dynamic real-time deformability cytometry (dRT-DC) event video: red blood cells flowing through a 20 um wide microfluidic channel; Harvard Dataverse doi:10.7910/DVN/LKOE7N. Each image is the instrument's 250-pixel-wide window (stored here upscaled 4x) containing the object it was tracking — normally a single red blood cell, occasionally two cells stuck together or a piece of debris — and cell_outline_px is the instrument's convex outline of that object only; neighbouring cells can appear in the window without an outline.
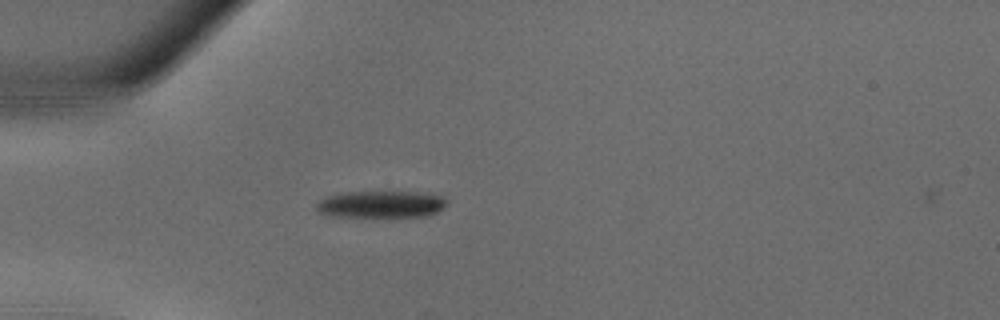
{"species": "common noctule bat (a hibernating species)", "species_latin": "Nyctalus noctula", "temperature_condition": "warm", "stored_images_in_passage": 27, "camera_frame_rate_fps": 3000, "um_per_image_px": 0.085, "animal": {"sex": "male", "body_mass_g": 18.8}, "frame": {"image": 1, "passage_image": 1, "time_ms": 0.0, "image_size_px": [1000, 320], "cell_outline_px": [[448, 204], [444, 208], [428, 216], [324, 216], [316, 212], [316, 204], [320, 200], [328, 196], [344, 192], [416, 192], [444, 196], [448, 200]], "centroid_in_image_um": [32.39, 17.36], "position_along_channel_um": 52.6, "area_um2": 20.58}}
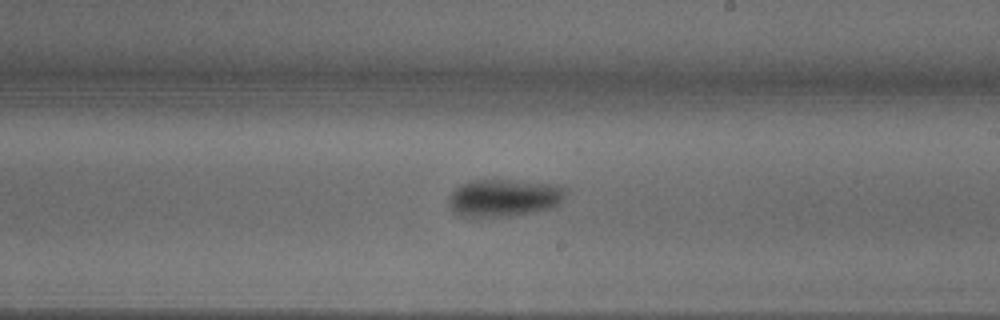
{"frame": {"image": 2, "passage_image": 12, "time_ms": 3.667, "image_size_px": [1000, 320], "cell_outline_px": [[568, 192], [560, 204], [552, 208], [536, 212], [512, 216], [460, 216], [452, 212], [448, 204], [448, 196], [460, 184], [468, 180], [512, 180], [560, 184], [568, 188]], "centroid_in_image_um": [42.88, 16.8], "position_along_channel_um": 246.1, "area_um2": 26.18}}
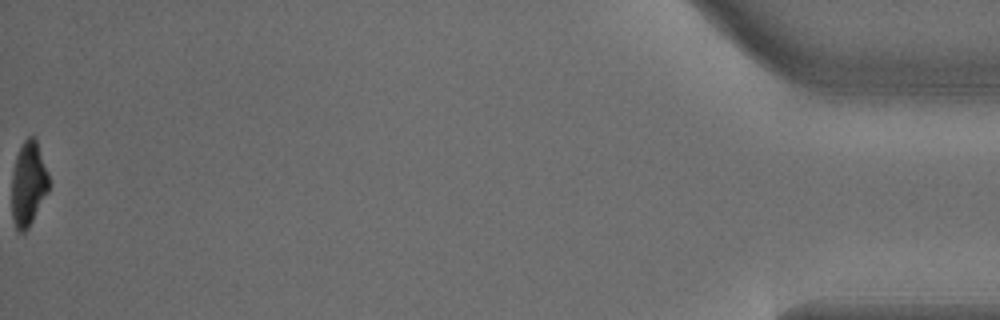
{"frame": {"image": 3, "passage_image": 27, "time_ms": 8.667, "image_size_px": [1000, 320], "cell_outline_px": [[48, 192], [28, 228], [24, 232], [20, 232], [16, 228], [12, 216], [12, 172], [16, 156], [24, 140], [28, 136], [32, 136], [36, 140], [48, 172]], "centroid_in_image_um": [2.4, 15.62], "position_along_channel_um": 432.8, "area_um2": 18.03}}